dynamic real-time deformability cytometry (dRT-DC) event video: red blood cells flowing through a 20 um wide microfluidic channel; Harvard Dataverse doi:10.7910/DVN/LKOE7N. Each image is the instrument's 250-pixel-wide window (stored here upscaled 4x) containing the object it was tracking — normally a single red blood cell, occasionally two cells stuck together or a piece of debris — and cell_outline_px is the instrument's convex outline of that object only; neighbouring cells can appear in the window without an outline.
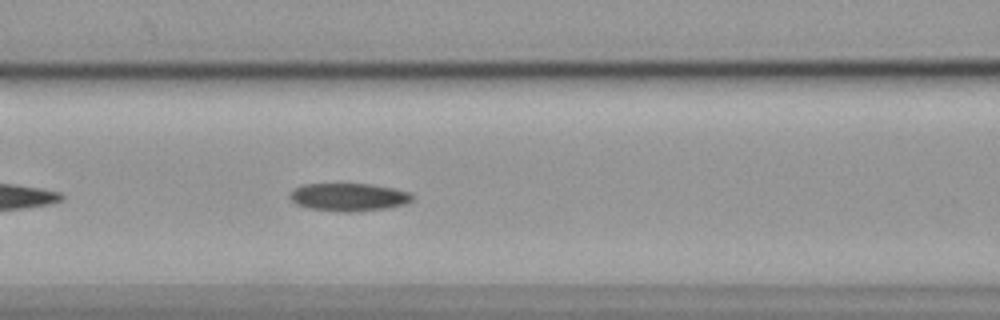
{"species": "common noctule bat (a hibernating species)", "species_latin": "Nyctalus noctula", "temperature_condition": "cold", "stored_images_in_passage": 38, "camera_frame_rate_fps": 3000, "um_per_image_px": 0.085, "animal": {"sex": "female", "body_mass_g": 19.9}, "frame": {"image": 1, "passage_image": 9, "time_ms": 2.667, "image_size_px": [1000, 320], "cell_outline_px": [[412, 200], [404, 204], [384, 208], [348, 212], [336, 212], [308, 208], [296, 204], [288, 196], [288, 192], [304, 184], [372, 184], [392, 188], [408, 192], [412, 196]], "centroid_in_image_um": [29.57, 16.75], "position_along_channel_um": 137.0, "area_um2": 19.77}}
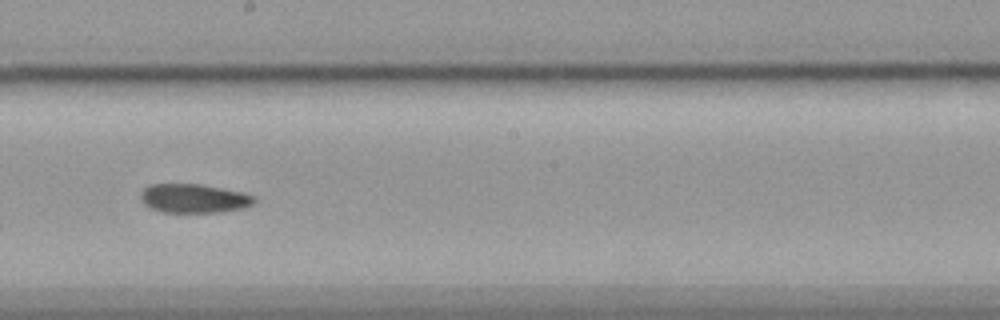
{"frame": {"image": 2, "passage_image": 17, "time_ms": 5.333, "image_size_px": [1000, 320], "cell_outline_px": [[256, 200], [252, 204], [244, 208], [220, 212], [160, 212], [144, 204], [140, 200], [140, 192], [148, 184], [200, 184], [240, 192], [256, 196]], "centroid_in_image_um": [16.44, 16.86], "position_along_channel_um": 231.8, "area_um2": 19.19}}
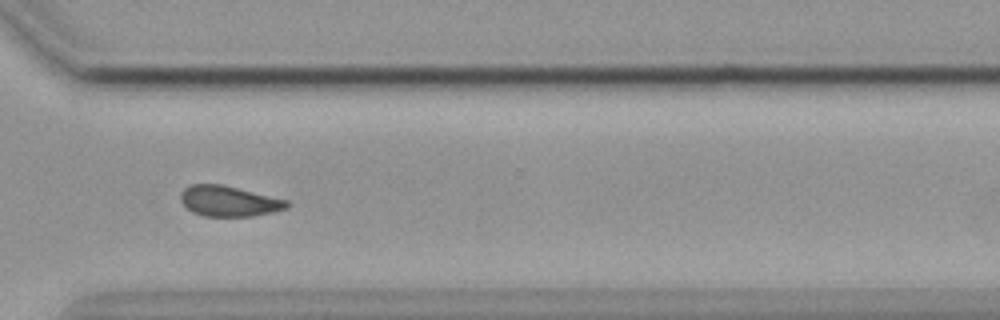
{"frame": {"image": 3, "passage_image": 27, "time_ms": 8.667, "image_size_px": [1000, 320], "cell_outline_px": [[288, 208], [272, 212], [252, 216], [204, 216], [192, 212], [180, 200], [180, 192], [184, 188], [192, 184], [224, 184], [288, 200]], "centroid_in_image_um": [19.45, 17.08], "position_along_channel_um": 351.2, "area_um2": 18.96}, "authors_computed_cell_mechanics": {"area_um2": 19.4786, "velocity_mm_per_s": 3.5702, "shape_relaxation_time_tau1_ms": 9.2871, "shape_relaxation_time_tau2_ms": 11.29, "deformation_change_tau1": 0.1917, "deformation_change_tau2": 0.1988}}